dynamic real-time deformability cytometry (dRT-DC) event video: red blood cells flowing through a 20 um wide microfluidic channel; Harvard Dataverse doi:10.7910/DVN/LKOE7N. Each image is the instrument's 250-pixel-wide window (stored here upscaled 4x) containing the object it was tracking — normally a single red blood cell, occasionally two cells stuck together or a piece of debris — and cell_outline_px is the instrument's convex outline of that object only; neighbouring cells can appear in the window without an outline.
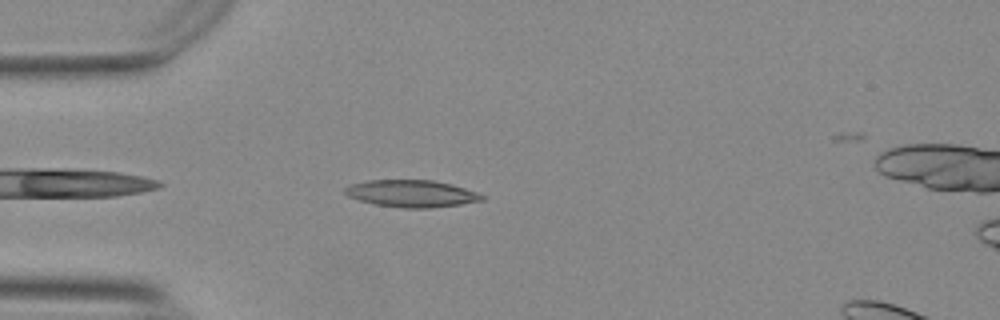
{"species": "Egyptian fruit bat (a non-hibernating species)", "species_latin": "Rousettus aegyptiacus", "temperature_condition": "warm", "stored_images_in_passage": 39, "camera_frame_rate_fps": 3000, "um_per_image_px": 0.085, "animal": {"sex": "female"}, "frame": {"image": 1, "passage_image": 4, "time_ms": 1.0, "image_size_px": [1000, 320], "cell_outline_px": [[484, 200], [460, 204], [428, 208], [404, 208], [376, 204], [360, 200], [348, 196], [344, 192], [344, 188], [352, 184], [368, 180], [432, 180], [452, 184], [476, 192], [484, 196]], "centroid_in_image_um": [34.98, 16.45], "position_along_channel_um": 50.0, "area_um2": 21.39}}
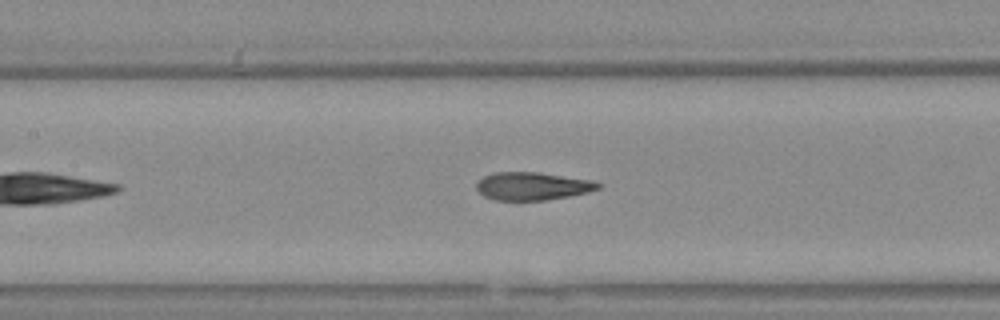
{"frame": {"image": 2, "passage_image": 14, "time_ms": 4.333, "image_size_px": [1000, 320], "cell_outline_px": [[600, 188], [588, 192], [568, 196], [544, 200], [496, 200], [484, 196], [476, 188], [476, 184], [484, 176], [496, 172], [540, 172], [588, 180], [600, 184]], "centroid_in_image_um": [45.22, 15.82], "position_along_channel_um": 162.2, "area_um2": 19.48}}
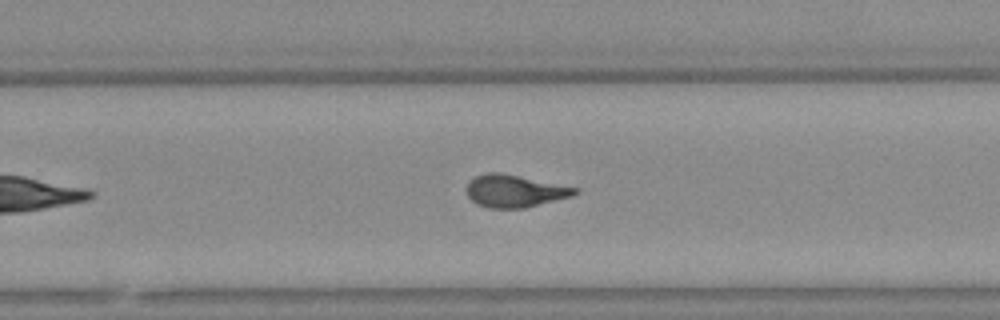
{"frame": {"image": 3, "passage_image": 24, "time_ms": 7.667, "image_size_px": [1000, 320], "cell_outline_px": [[580, 192], [572, 196], [524, 208], [488, 208], [476, 204], [468, 196], [468, 184], [476, 176], [488, 172], [500, 172], [576, 188]], "centroid_in_image_um": [43.73, 16.24], "position_along_channel_um": 286.1, "area_um2": 20.06}, "authors_computed_cell_mechanics": {"area_um2": 20.23, "velocity_mm_per_s": 3.7331, "shape_relaxation_time_tau1_ms": 5.3673, "shape_relaxation_time_tau2_ms": 1.5123, "deformation_change_tau1": 0.2263, "deformation_change_tau2": 0.1056}}